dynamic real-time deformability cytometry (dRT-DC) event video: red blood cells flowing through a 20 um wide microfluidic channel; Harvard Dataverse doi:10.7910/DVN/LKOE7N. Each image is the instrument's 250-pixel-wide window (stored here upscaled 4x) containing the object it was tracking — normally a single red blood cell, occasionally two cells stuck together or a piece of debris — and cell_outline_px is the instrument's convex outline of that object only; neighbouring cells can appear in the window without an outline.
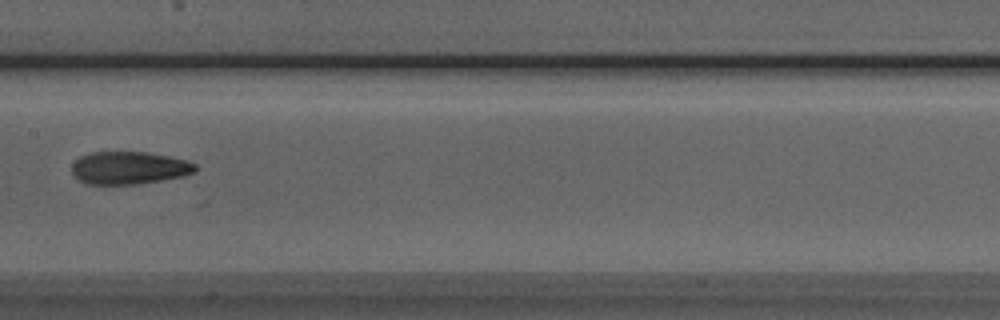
{"species": "Egyptian fruit bat (a non-hibernating species)", "species_latin": "Rousettus aegyptiacus", "temperature_condition": "room temperature", "stored_images_in_passage": 8, "camera_frame_rate_fps": 3000, "um_per_image_px": 0.085, "animal": {"sex": "male"}, "frame": {"image": 1, "passage_image": 8, "time_ms": 8.0, "image_size_px": [1000, 320], "cell_outline_px": [[196, 168], [192, 172], [184, 176], [140, 184], [88, 184], [80, 180], [72, 172], [72, 164], [80, 156], [88, 152], [144, 152], [168, 156], [184, 160], [196, 164]], "centroid_in_image_um": [10.95, 14.27], "position_along_channel_um": 196.5, "area_um2": 23.35}}